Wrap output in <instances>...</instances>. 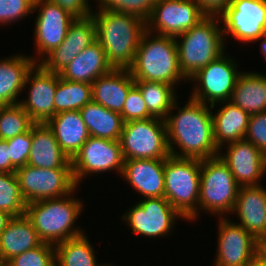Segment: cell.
Returning a JSON list of instances; mask_svg holds the SVG:
<instances>
[{"instance_id": "cell-49", "label": "cell", "mask_w": 266, "mask_h": 266, "mask_svg": "<svg viewBox=\"0 0 266 266\" xmlns=\"http://www.w3.org/2000/svg\"><path fill=\"white\" fill-rule=\"evenodd\" d=\"M0 266H5L1 258H0Z\"/></svg>"}, {"instance_id": "cell-45", "label": "cell", "mask_w": 266, "mask_h": 266, "mask_svg": "<svg viewBox=\"0 0 266 266\" xmlns=\"http://www.w3.org/2000/svg\"><path fill=\"white\" fill-rule=\"evenodd\" d=\"M256 259L260 263L266 265V238L257 239Z\"/></svg>"}, {"instance_id": "cell-12", "label": "cell", "mask_w": 266, "mask_h": 266, "mask_svg": "<svg viewBox=\"0 0 266 266\" xmlns=\"http://www.w3.org/2000/svg\"><path fill=\"white\" fill-rule=\"evenodd\" d=\"M184 218L165 197L145 198L122 216L135 235L168 236L176 219Z\"/></svg>"}, {"instance_id": "cell-43", "label": "cell", "mask_w": 266, "mask_h": 266, "mask_svg": "<svg viewBox=\"0 0 266 266\" xmlns=\"http://www.w3.org/2000/svg\"><path fill=\"white\" fill-rule=\"evenodd\" d=\"M206 16H220L231 0H195Z\"/></svg>"}, {"instance_id": "cell-8", "label": "cell", "mask_w": 266, "mask_h": 266, "mask_svg": "<svg viewBox=\"0 0 266 266\" xmlns=\"http://www.w3.org/2000/svg\"><path fill=\"white\" fill-rule=\"evenodd\" d=\"M119 142L124 160L166 159L170 156L166 122L160 118L124 123Z\"/></svg>"}, {"instance_id": "cell-13", "label": "cell", "mask_w": 266, "mask_h": 266, "mask_svg": "<svg viewBox=\"0 0 266 266\" xmlns=\"http://www.w3.org/2000/svg\"><path fill=\"white\" fill-rule=\"evenodd\" d=\"M223 36L240 42H255L266 33V0H231L219 16Z\"/></svg>"}, {"instance_id": "cell-30", "label": "cell", "mask_w": 266, "mask_h": 266, "mask_svg": "<svg viewBox=\"0 0 266 266\" xmlns=\"http://www.w3.org/2000/svg\"><path fill=\"white\" fill-rule=\"evenodd\" d=\"M90 136L119 140L124 121L118 112L111 111L96 102H89L80 110Z\"/></svg>"}, {"instance_id": "cell-42", "label": "cell", "mask_w": 266, "mask_h": 266, "mask_svg": "<svg viewBox=\"0 0 266 266\" xmlns=\"http://www.w3.org/2000/svg\"><path fill=\"white\" fill-rule=\"evenodd\" d=\"M54 4H57L66 12H68L75 19H85L91 16L92 11L90 9L89 0H49Z\"/></svg>"}, {"instance_id": "cell-32", "label": "cell", "mask_w": 266, "mask_h": 266, "mask_svg": "<svg viewBox=\"0 0 266 266\" xmlns=\"http://www.w3.org/2000/svg\"><path fill=\"white\" fill-rule=\"evenodd\" d=\"M142 93L148 112L156 118L165 120L176 101L175 87L153 81H135Z\"/></svg>"}, {"instance_id": "cell-11", "label": "cell", "mask_w": 266, "mask_h": 266, "mask_svg": "<svg viewBox=\"0 0 266 266\" xmlns=\"http://www.w3.org/2000/svg\"><path fill=\"white\" fill-rule=\"evenodd\" d=\"M124 158L119 140L89 136L77 154L71 159L76 186L87 175L116 170L122 174Z\"/></svg>"}, {"instance_id": "cell-33", "label": "cell", "mask_w": 266, "mask_h": 266, "mask_svg": "<svg viewBox=\"0 0 266 266\" xmlns=\"http://www.w3.org/2000/svg\"><path fill=\"white\" fill-rule=\"evenodd\" d=\"M92 101V85L65 80L60 77L54 96V115L62 111H76Z\"/></svg>"}, {"instance_id": "cell-10", "label": "cell", "mask_w": 266, "mask_h": 266, "mask_svg": "<svg viewBox=\"0 0 266 266\" xmlns=\"http://www.w3.org/2000/svg\"><path fill=\"white\" fill-rule=\"evenodd\" d=\"M26 204L61 198L76 189L72 168H37L26 164L15 171Z\"/></svg>"}, {"instance_id": "cell-27", "label": "cell", "mask_w": 266, "mask_h": 266, "mask_svg": "<svg viewBox=\"0 0 266 266\" xmlns=\"http://www.w3.org/2000/svg\"><path fill=\"white\" fill-rule=\"evenodd\" d=\"M39 62L36 57L20 54L0 60V106L20 103L17 97L24 90L27 73Z\"/></svg>"}, {"instance_id": "cell-15", "label": "cell", "mask_w": 266, "mask_h": 266, "mask_svg": "<svg viewBox=\"0 0 266 266\" xmlns=\"http://www.w3.org/2000/svg\"><path fill=\"white\" fill-rule=\"evenodd\" d=\"M218 248L214 266H251L256 259L257 240L239 223L220 217Z\"/></svg>"}, {"instance_id": "cell-46", "label": "cell", "mask_w": 266, "mask_h": 266, "mask_svg": "<svg viewBox=\"0 0 266 266\" xmlns=\"http://www.w3.org/2000/svg\"><path fill=\"white\" fill-rule=\"evenodd\" d=\"M12 216L7 212L0 210V234L5 229L7 223L11 220Z\"/></svg>"}, {"instance_id": "cell-24", "label": "cell", "mask_w": 266, "mask_h": 266, "mask_svg": "<svg viewBox=\"0 0 266 266\" xmlns=\"http://www.w3.org/2000/svg\"><path fill=\"white\" fill-rule=\"evenodd\" d=\"M112 69L103 47L96 40L69 62L59 75L65 80L92 84L98 77L109 73Z\"/></svg>"}, {"instance_id": "cell-38", "label": "cell", "mask_w": 266, "mask_h": 266, "mask_svg": "<svg viewBox=\"0 0 266 266\" xmlns=\"http://www.w3.org/2000/svg\"><path fill=\"white\" fill-rule=\"evenodd\" d=\"M32 145L31 129L23 134L7 139L10 153L11 173L27 164Z\"/></svg>"}, {"instance_id": "cell-9", "label": "cell", "mask_w": 266, "mask_h": 266, "mask_svg": "<svg viewBox=\"0 0 266 266\" xmlns=\"http://www.w3.org/2000/svg\"><path fill=\"white\" fill-rule=\"evenodd\" d=\"M237 66L235 60L227 54L220 55L188 79L198 85L193 86L190 98L213 108L216 103L230 101L241 73L238 72Z\"/></svg>"}, {"instance_id": "cell-19", "label": "cell", "mask_w": 266, "mask_h": 266, "mask_svg": "<svg viewBox=\"0 0 266 266\" xmlns=\"http://www.w3.org/2000/svg\"><path fill=\"white\" fill-rule=\"evenodd\" d=\"M95 41L96 28L93 17L75 19L61 45L41 59L39 64L47 71L59 74L82 50Z\"/></svg>"}, {"instance_id": "cell-2", "label": "cell", "mask_w": 266, "mask_h": 266, "mask_svg": "<svg viewBox=\"0 0 266 266\" xmlns=\"http://www.w3.org/2000/svg\"><path fill=\"white\" fill-rule=\"evenodd\" d=\"M96 40L103 47L108 63L114 69H129L135 59L146 21L117 11L92 12Z\"/></svg>"}, {"instance_id": "cell-40", "label": "cell", "mask_w": 266, "mask_h": 266, "mask_svg": "<svg viewBox=\"0 0 266 266\" xmlns=\"http://www.w3.org/2000/svg\"><path fill=\"white\" fill-rule=\"evenodd\" d=\"M35 0H0V25L11 24L34 13Z\"/></svg>"}, {"instance_id": "cell-16", "label": "cell", "mask_w": 266, "mask_h": 266, "mask_svg": "<svg viewBox=\"0 0 266 266\" xmlns=\"http://www.w3.org/2000/svg\"><path fill=\"white\" fill-rule=\"evenodd\" d=\"M39 9V10H38ZM39 14L35 23V45L38 59H43L64 41L75 18L49 0H35L34 11ZM43 56V57H42Z\"/></svg>"}, {"instance_id": "cell-3", "label": "cell", "mask_w": 266, "mask_h": 266, "mask_svg": "<svg viewBox=\"0 0 266 266\" xmlns=\"http://www.w3.org/2000/svg\"><path fill=\"white\" fill-rule=\"evenodd\" d=\"M145 31L133 64L129 68L135 81L163 82L175 86L186 80L181 73L175 38ZM150 36H152L150 38ZM177 83V84H176Z\"/></svg>"}, {"instance_id": "cell-39", "label": "cell", "mask_w": 266, "mask_h": 266, "mask_svg": "<svg viewBox=\"0 0 266 266\" xmlns=\"http://www.w3.org/2000/svg\"><path fill=\"white\" fill-rule=\"evenodd\" d=\"M120 115L122 116L124 123L132 120H144L153 117L148 112L142 93L136 85L129 90Z\"/></svg>"}, {"instance_id": "cell-6", "label": "cell", "mask_w": 266, "mask_h": 266, "mask_svg": "<svg viewBox=\"0 0 266 266\" xmlns=\"http://www.w3.org/2000/svg\"><path fill=\"white\" fill-rule=\"evenodd\" d=\"M201 160L169 156L165 159L164 197L184 217L194 221L198 216Z\"/></svg>"}, {"instance_id": "cell-28", "label": "cell", "mask_w": 266, "mask_h": 266, "mask_svg": "<svg viewBox=\"0 0 266 266\" xmlns=\"http://www.w3.org/2000/svg\"><path fill=\"white\" fill-rule=\"evenodd\" d=\"M219 105L224 107L222 106L215 115L212 112V121L215 145L221 152L225 143L245 139L251 115L231 101L221 102Z\"/></svg>"}, {"instance_id": "cell-50", "label": "cell", "mask_w": 266, "mask_h": 266, "mask_svg": "<svg viewBox=\"0 0 266 266\" xmlns=\"http://www.w3.org/2000/svg\"><path fill=\"white\" fill-rule=\"evenodd\" d=\"M100 266H114V265H109V264L102 265V264H100Z\"/></svg>"}, {"instance_id": "cell-35", "label": "cell", "mask_w": 266, "mask_h": 266, "mask_svg": "<svg viewBox=\"0 0 266 266\" xmlns=\"http://www.w3.org/2000/svg\"><path fill=\"white\" fill-rule=\"evenodd\" d=\"M35 123L18 103L0 106V139L7 140L29 131Z\"/></svg>"}, {"instance_id": "cell-47", "label": "cell", "mask_w": 266, "mask_h": 266, "mask_svg": "<svg viewBox=\"0 0 266 266\" xmlns=\"http://www.w3.org/2000/svg\"><path fill=\"white\" fill-rule=\"evenodd\" d=\"M258 40H261V44H260V47H261V52L263 53V56L266 57V33L261 36L260 38H258L256 41Z\"/></svg>"}, {"instance_id": "cell-29", "label": "cell", "mask_w": 266, "mask_h": 266, "mask_svg": "<svg viewBox=\"0 0 266 266\" xmlns=\"http://www.w3.org/2000/svg\"><path fill=\"white\" fill-rule=\"evenodd\" d=\"M230 101L250 115L266 111V75L241 72Z\"/></svg>"}, {"instance_id": "cell-14", "label": "cell", "mask_w": 266, "mask_h": 266, "mask_svg": "<svg viewBox=\"0 0 266 266\" xmlns=\"http://www.w3.org/2000/svg\"><path fill=\"white\" fill-rule=\"evenodd\" d=\"M206 15L195 0H156L146 30L176 37L196 26Z\"/></svg>"}, {"instance_id": "cell-26", "label": "cell", "mask_w": 266, "mask_h": 266, "mask_svg": "<svg viewBox=\"0 0 266 266\" xmlns=\"http://www.w3.org/2000/svg\"><path fill=\"white\" fill-rule=\"evenodd\" d=\"M61 150L72 159L89 138L79 110L56 113L47 123Z\"/></svg>"}, {"instance_id": "cell-4", "label": "cell", "mask_w": 266, "mask_h": 266, "mask_svg": "<svg viewBox=\"0 0 266 266\" xmlns=\"http://www.w3.org/2000/svg\"><path fill=\"white\" fill-rule=\"evenodd\" d=\"M73 192L61 198L26 204L25 215L43 242L56 245L84 234L73 225L83 209L82 201L74 199Z\"/></svg>"}, {"instance_id": "cell-21", "label": "cell", "mask_w": 266, "mask_h": 266, "mask_svg": "<svg viewBox=\"0 0 266 266\" xmlns=\"http://www.w3.org/2000/svg\"><path fill=\"white\" fill-rule=\"evenodd\" d=\"M233 212L256 240L266 238V188L262 184L239 187Z\"/></svg>"}, {"instance_id": "cell-5", "label": "cell", "mask_w": 266, "mask_h": 266, "mask_svg": "<svg viewBox=\"0 0 266 266\" xmlns=\"http://www.w3.org/2000/svg\"><path fill=\"white\" fill-rule=\"evenodd\" d=\"M218 20L219 16H206L196 26L174 37L179 67L187 80L224 53L225 39Z\"/></svg>"}, {"instance_id": "cell-36", "label": "cell", "mask_w": 266, "mask_h": 266, "mask_svg": "<svg viewBox=\"0 0 266 266\" xmlns=\"http://www.w3.org/2000/svg\"><path fill=\"white\" fill-rule=\"evenodd\" d=\"M5 266H56L55 245L43 242L10 259Z\"/></svg>"}, {"instance_id": "cell-17", "label": "cell", "mask_w": 266, "mask_h": 266, "mask_svg": "<svg viewBox=\"0 0 266 266\" xmlns=\"http://www.w3.org/2000/svg\"><path fill=\"white\" fill-rule=\"evenodd\" d=\"M58 81L59 74L47 71L39 63H35L28 71L24 89L28 87L29 97L27 100H20L19 104L34 123H47L54 116V96Z\"/></svg>"}, {"instance_id": "cell-37", "label": "cell", "mask_w": 266, "mask_h": 266, "mask_svg": "<svg viewBox=\"0 0 266 266\" xmlns=\"http://www.w3.org/2000/svg\"><path fill=\"white\" fill-rule=\"evenodd\" d=\"M97 2L99 10L123 12L147 21L156 0H97Z\"/></svg>"}, {"instance_id": "cell-7", "label": "cell", "mask_w": 266, "mask_h": 266, "mask_svg": "<svg viewBox=\"0 0 266 266\" xmlns=\"http://www.w3.org/2000/svg\"><path fill=\"white\" fill-rule=\"evenodd\" d=\"M239 187L219 155L201 160L199 210H206L212 215L218 214V217L228 212L234 214Z\"/></svg>"}, {"instance_id": "cell-22", "label": "cell", "mask_w": 266, "mask_h": 266, "mask_svg": "<svg viewBox=\"0 0 266 266\" xmlns=\"http://www.w3.org/2000/svg\"><path fill=\"white\" fill-rule=\"evenodd\" d=\"M92 101L103 107L121 113L129 90L135 80L129 69H112L98 77L92 84Z\"/></svg>"}, {"instance_id": "cell-18", "label": "cell", "mask_w": 266, "mask_h": 266, "mask_svg": "<svg viewBox=\"0 0 266 266\" xmlns=\"http://www.w3.org/2000/svg\"><path fill=\"white\" fill-rule=\"evenodd\" d=\"M227 145V153L219 152L218 155L227 164L239 186L260 185L259 180L266 173V155L245 139Z\"/></svg>"}, {"instance_id": "cell-44", "label": "cell", "mask_w": 266, "mask_h": 266, "mask_svg": "<svg viewBox=\"0 0 266 266\" xmlns=\"http://www.w3.org/2000/svg\"><path fill=\"white\" fill-rule=\"evenodd\" d=\"M0 173H11V160L7 140L2 139H0Z\"/></svg>"}, {"instance_id": "cell-41", "label": "cell", "mask_w": 266, "mask_h": 266, "mask_svg": "<svg viewBox=\"0 0 266 266\" xmlns=\"http://www.w3.org/2000/svg\"><path fill=\"white\" fill-rule=\"evenodd\" d=\"M245 140L266 155V111L250 116Z\"/></svg>"}, {"instance_id": "cell-31", "label": "cell", "mask_w": 266, "mask_h": 266, "mask_svg": "<svg viewBox=\"0 0 266 266\" xmlns=\"http://www.w3.org/2000/svg\"><path fill=\"white\" fill-rule=\"evenodd\" d=\"M86 234L55 245L56 266H100Z\"/></svg>"}, {"instance_id": "cell-1", "label": "cell", "mask_w": 266, "mask_h": 266, "mask_svg": "<svg viewBox=\"0 0 266 266\" xmlns=\"http://www.w3.org/2000/svg\"><path fill=\"white\" fill-rule=\"evenodd\" d=\"M177 104L175 101L165 119L170 155L199 160L218 156L213 135V107L191 98L183 108ZM173 109H178V113L172 115ZM174 145L181 151L177 152Z\"/></svg>"}, {"instance_id": "cell-20", "label": "cell", "mask_w": 266, "mask_h": 266, "mask_svg": "<svg viewBox=\"0 0 266 266\" xmlns=\"http://www.w3.org/2000/svg\"><path fill=\"white\" fill-rule=\"evenodd\" d=\"M165 159L124 160L123 177L144 198L164 197Z\"/></svg>"}, {"instance_id": "cell-23", "label": "cell", "mask_w": 266, "mask_h": 266, "mask_svg": "<svg viewBox=\"0 0 266 266\" xmlns=\"http://www.w3.org/2000/svg\"><path fill=\"white\" fill-rule=\"evenodd\" d=\"M32 145L27 164L37 168H72L71 159L61 150L46 123L31 128Z\"/></svg>"}, {"instance_id": "cell-25", "label": "cell", "mask_w": 266, "mask_h": 266, "mask_svg": "<svg viewBox=\"0 0 266 266\" xmlns=\"http://www.w3.org/2000/svg\"><path fill=\"white\" fill-rule=\"evenodd\" d=\"M42 243L32 222L25 214L12 217L0 234V258L6 264L13 257Z\"/></svg>"}, {"instance_id": "cell-48", "label": "cell", "mask_w": 266, "mask_h": 266, "mask_svg": "<svg viewBox=\"0 0 266 266\" xmlns=\"http://www.w3.org/2000/svg\"><path fill=\"white\" fill-rule=\"evenodd\" d=\"M251 266H266V265L260 263L257 259H255Z\"/></svg>"}, {"instance_id": "cell-34", "label": "cell", "mask_w": 266, "mask_h": 266, "mask_svg": "<svg viewBox=\"0 0 266 266\" xmlns=\"http://www.w3.org/2000/svg\"><path fill=\"white\" fill-rule=\"evenodd\" d=\"M0 210L12 217L26 212V201L15 173H0Z\"/></svg>"}]
</instances>
